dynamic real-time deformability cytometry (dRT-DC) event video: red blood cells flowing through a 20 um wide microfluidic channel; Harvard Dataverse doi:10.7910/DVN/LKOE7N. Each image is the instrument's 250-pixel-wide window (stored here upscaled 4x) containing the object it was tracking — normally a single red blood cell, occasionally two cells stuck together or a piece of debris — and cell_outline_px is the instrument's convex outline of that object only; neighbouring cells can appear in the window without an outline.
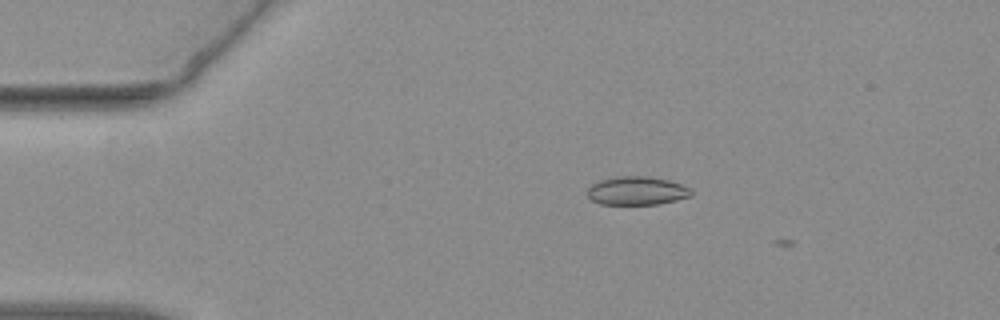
{"species": "common noctule bat (a hibernating species)", "species_latin": "Nyctalus noctula", "temperature_condition": "warm", "stored_images_in_passage": 3, "camera_frame_rate_fps": 3000, "um_per_image_px": 0.085, "animal": {"sex": "female", "body_mass_g": 19.3, "forearm_length_mm": 54.1}, "frame": {"image": 1, "passage_image": 2, "time_ms": 0.333, "image_size_px": [1000, 320], "cell_outline_px": [[692, 196], [676, 200], [656, 204], [600, 204], [592, 200], [588, 196], [588, 188], [592, 184], [600, 180], [620, 176], [648, 176], [668, 180], [692, 188]], "centroid_in_image_um": [54.15, 16.21], "position_along_channel_um": 30.9, "area_um2": 17.17}}